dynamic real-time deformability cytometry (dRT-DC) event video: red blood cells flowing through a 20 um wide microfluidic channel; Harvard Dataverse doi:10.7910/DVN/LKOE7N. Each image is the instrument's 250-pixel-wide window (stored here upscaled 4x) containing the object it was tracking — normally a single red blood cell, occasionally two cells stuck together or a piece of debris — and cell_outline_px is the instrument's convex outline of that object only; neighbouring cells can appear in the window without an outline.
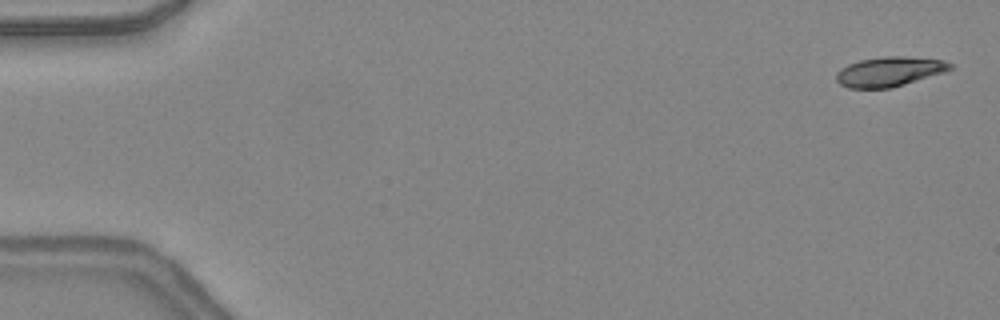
{"species": "common noctule bat (a hibernating species)", "species_latin": "Nyctalus noctula", "temperature_condition": "warm", "stored_images_in_passage": 48, "camera_frame_rate_fps": 3000, "um_per_image_px": 0.085, "animal": {"sex": "female", "body_mass_g": 24.6, "forearm_length_mm": 56.2}, "frame": {"image": 1, "passage_image": 2, "time_ms": 0.333, "image_size_px": [1000, 320], "cell_outline_px": [[952, 68], [944, 72], [892, 88], [848, 88], [840, 84], [836, 80], [836, 72], [840, 68], [848, 64], [860, 60], [884, 56], [904, 56], [944, 60], [952, 64]], "centroid_in_image_um": [75.57, 6.08], "position_along_channel_um": 9.4, "area_um2": 19.71}}
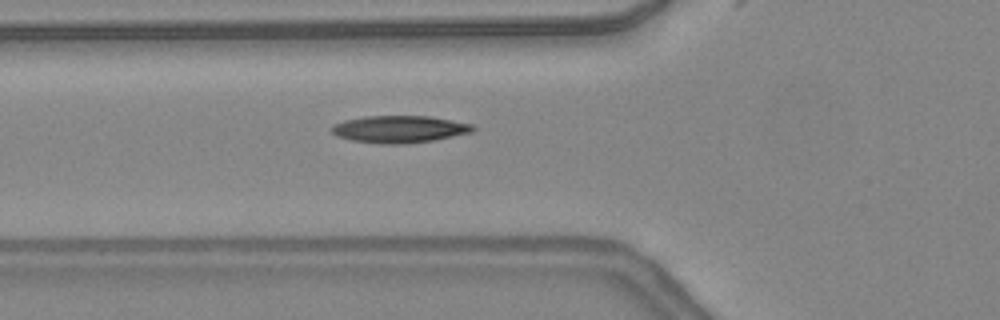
{"frame": {"image": 2, "passage_image": 18, "time_ms": 5.667, "image_size_px": [1000, 320], "cell_outline_px": [[476, 128], [472, 132], [432, 140], [404, 144], [384, 144], [352, 140], [340, 136], [332, 132], [332, 124], [344, 120], [364, 116], [432, 116], [472, 124]], "centroid_in_image_um": [33.96, 10.97], "position_along_channel_um": 91.8, "area_um2": 22.2}}
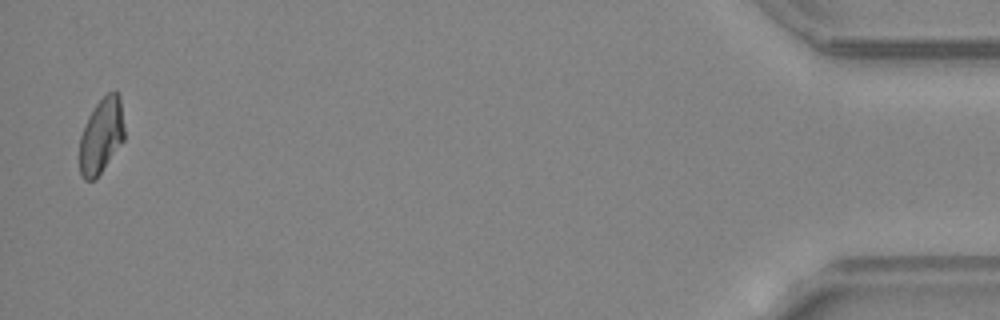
{"frame": {"image": 3, "passage_image": 47, "time_ms": 15.333, "image_size_px": [1000, 320], "cell_outline_px": [[124, 140], [100, 172], [92, 180], [84, 180], [80, 172], [80, 136], [88, 116], [96, 104], [108, 92], [116, 92], [120, 96], [124, 128]], "centroid_in_image_um": [8.61, 11.51], "position_along_channel_um": 426.6, "area_um2": 19.31}, "authors_computed_cell_mechanics": {"area_um2": 20.519, "velocity_mm_per_s": 4.3969, "shape_relaxation_time_tau1_ms": 8.7639, "shape_relaxation_time_tau2_ms": null, "deformation_change_tau1": 0.2605, "deformation_change_tau2": null}}